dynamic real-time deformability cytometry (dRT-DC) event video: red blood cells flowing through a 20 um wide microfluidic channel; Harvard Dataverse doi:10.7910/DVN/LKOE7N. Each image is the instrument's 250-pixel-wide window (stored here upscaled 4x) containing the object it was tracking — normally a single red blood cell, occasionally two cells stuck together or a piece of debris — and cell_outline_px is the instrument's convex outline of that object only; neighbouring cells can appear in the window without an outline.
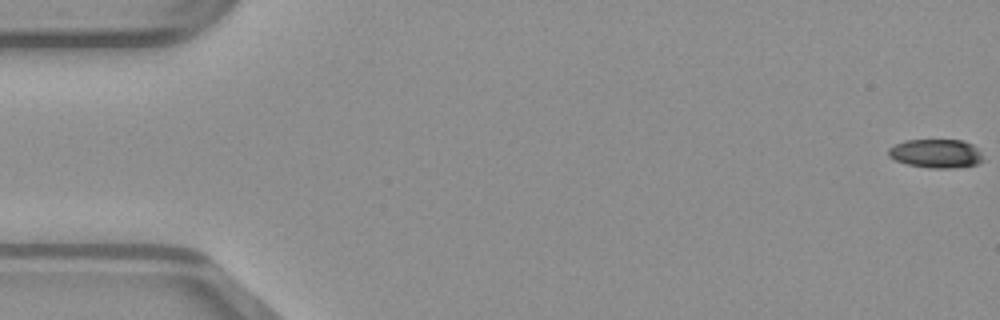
{"species": "common noctule bat (a hibernating species)", "species_latin": "Nyctalus noctula", "temperature_condition": "warm", "stored_images_in_passage": 50, "camera_frame_rate_fps": 3000, "um_per_image_px": 0.085, "animal": {"sex": "male", "body_mass_g": 23.1, "forearm_length_mm": 52.7}, "frame": {"image": 1, "passage_image": 1, "time_ms": 0.0, "image_size_px": [1000, 320], "cell_outline_px": [[984, 160], [976, 164], [952, 168], [928, 168], [908, 164], [896, 160], [888, 156], [888, 148], [904, 140], [964, 140], [972, 144], [980, 152]], "centroid_in_image_um": [79.55, 13.04], "position_along_channel_um": 5.4, "area_um2": 15.84}}
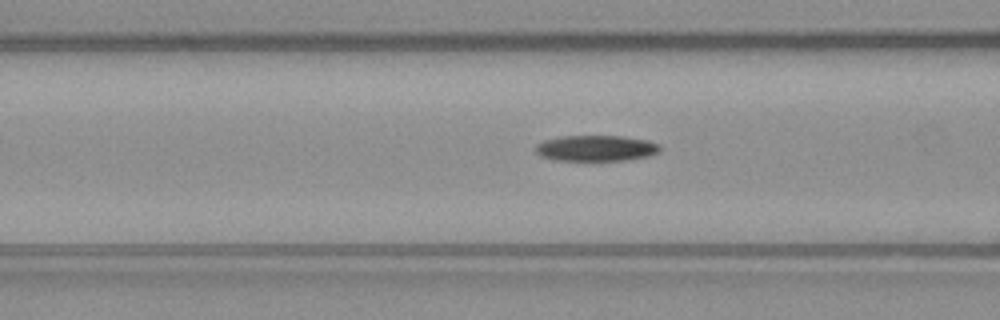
{"frame": {"image": 2, "passage_image": 20, "time_ms": 6.333, "image_size_px": [1000, 320], "cell_outline_px": [[660, 152], [652, 156], [628, 160], [552, 160], [540, 156], [536, 152], [536, 144], [544, 140], [560, 136], [620, 136], [648, 140], [660, 144]], "centroid_in_image_um": [50.69, 12.6], "position_along_channel_um": 115.9, "area_um2": 18.96}}
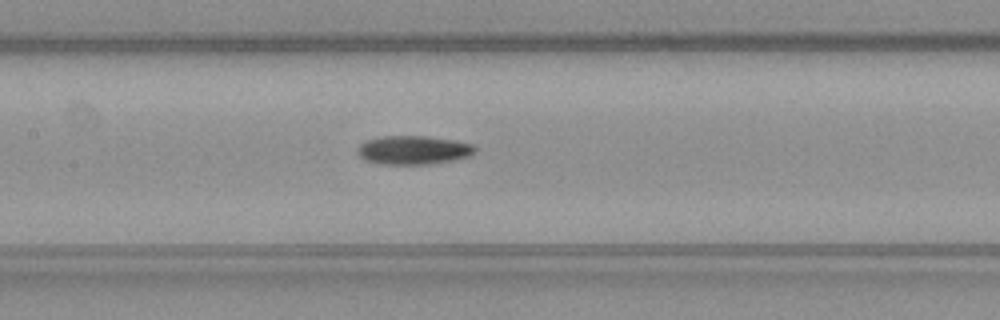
{"frame": {"image": 3, "passage_image": 24, "time_ms": 7.667, "image_size_px": [1000, 320], "cell_outline_px": [[476, 152], [472, 156], [456, 160], [428, 164], [384, 164], [364, 160], [356, 152], [360, 144], [364, 140], [384, 136], [428, 136], [456, 140], [472, 144], [476, 148]], "centroid_in_image_um": [35.17, 12.75], "position_along_channel_um": 172.2, "area_um2": 19.94}}